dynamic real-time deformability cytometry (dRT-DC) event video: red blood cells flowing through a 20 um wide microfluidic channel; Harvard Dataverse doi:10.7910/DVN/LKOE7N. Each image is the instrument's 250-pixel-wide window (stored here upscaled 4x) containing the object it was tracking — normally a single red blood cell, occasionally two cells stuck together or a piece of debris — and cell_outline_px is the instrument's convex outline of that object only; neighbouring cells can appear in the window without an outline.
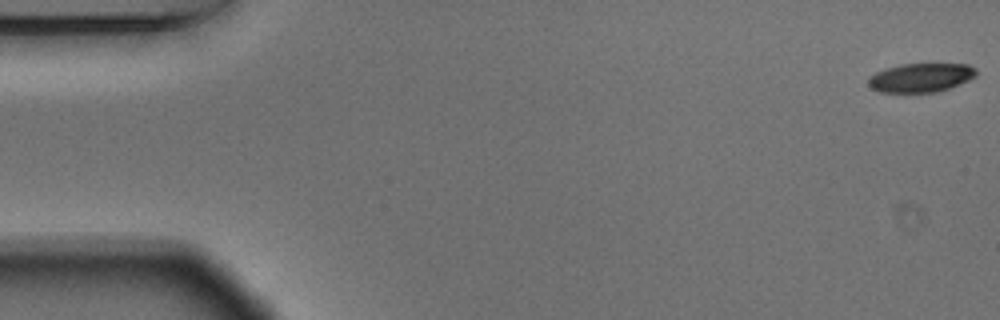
{"species": "Egyptian fruit bat (a non-hibernating species)", "species_latin": "Rousettus aegyptiacus", "temperature_condition": "warm", "stored_images_in_passage": 55, "camera_frame_rate_fps": 3000, "um_per_image_px": 0.085, "animal": {"sex": "male"}, "frame": {"image": 1, "passage_image": 1, "time_ms": 0.0, "image_size_px": [1000, 320], "cell_outline_px": [[976, 76], [968, 80], [948, 88], [936, 92], [880, 92], [872, 88], [868, 84], [868, 76], [876, 72], [888, 68], [904, 64], [968, 64], [976, 68]], "centroid_in_image_um": [78.26, 6.6], "position_along_channel_um": 6.7, "area_um2": 17.98}}
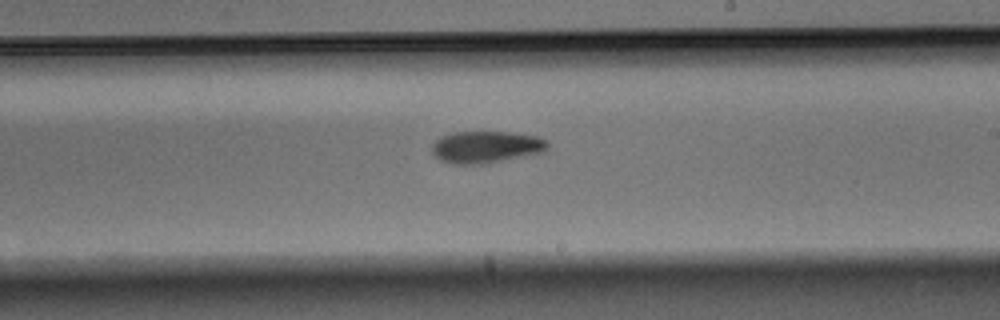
{"frame": {"image": 2, "passage_image": 32, "time_ms": 10.333, "image_size_px": [1000, 320], "cell_outline_px": [[548, 148], [544, 152], [484, 164], [452, 164], [440, 160], [432, 152], [432, 144], [440, 136], [456, 132], [508, 132], [536, 136], [548, 140]], "centroid_in_image_um": [41.32, 12.5], "position_along_channel_um": 247.7, "area_um2": 21.56}}
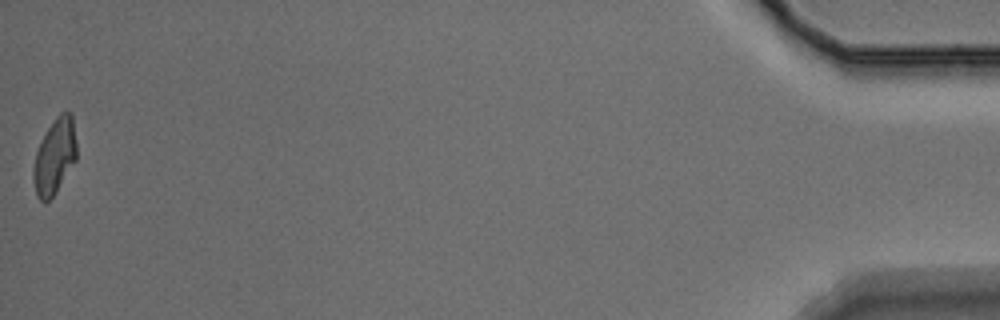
{"frame": {"image": 3, "passage_image": 55, "time_ms": 18.0, "image_size_px": [1000, 320], "cell_outline_px": [[76, 160], [56, 192], [44, 204], [36, 196], [32, 180], [32, 172], [36, 152], [48, 128], [56, 116], [60, 112], [72, 112], [76, 144]], "centroid_in_image_um": [4.63, 13.32], "position_along_channel_um": 430.6, "area_um2": 19.02}, "authors_computed_cell_mechanics": {"area_um2": 20.519, "velocity_mm_per_s": 3.6742, "shape_relaxation_time_tau1_ms": 4.125, "shape_relaxation_time_tau2_ms": null, "deformation_change_tau1": 0.16, "deformation_change_tau2": null}}